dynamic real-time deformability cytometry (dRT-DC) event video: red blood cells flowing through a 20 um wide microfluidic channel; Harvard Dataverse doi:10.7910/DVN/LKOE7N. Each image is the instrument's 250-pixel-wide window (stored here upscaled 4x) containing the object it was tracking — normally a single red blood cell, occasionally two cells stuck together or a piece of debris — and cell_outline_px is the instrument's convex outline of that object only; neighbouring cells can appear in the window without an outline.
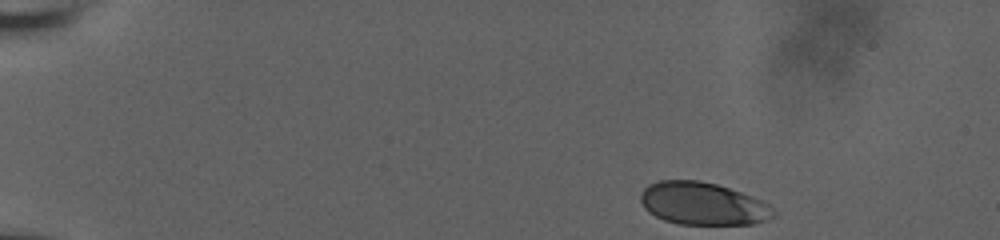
{"species": "human", "species_latin": "Homo sapiens", "temperature_condition": "room temperature", "stored_images_in_passage": 44, "camera_frame_rate_fps": 3000, "um_per_image_px": 0.085, "donor": {"sex": "male"}, "frame": {"image": 1, "passage_image": 1, "time_ms": 0.0, "image_size_px": [1000, 240], "cell_outline_px": [[776, 216], [768, 220], [752, 224], [680, 224], [664, 220], [648, 212], [644, 208], [640, 200], [640, 196], [644, 188], [648, 184], [660, 180], [700, 180], [716, 184], [752, 196], [768, 204], [776, 212]], "centroid_in_image_um": [59.74, 17.31], "position_along_channel_um": 25.3, "area_um2": 33.06}}
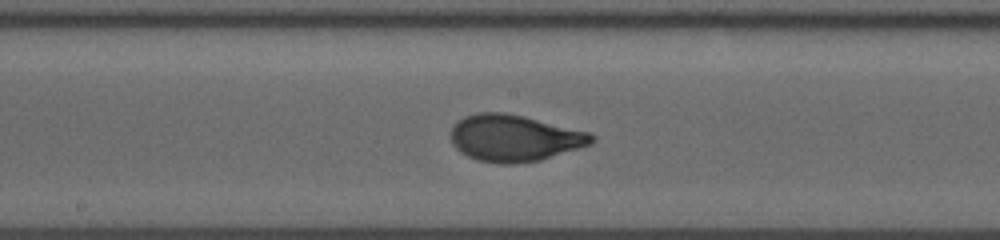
{"frame": {"image": 2, "passage_image": 25, "time_ms": 8.0, "image_size_px": [1000, 240], "cell_outline_px": [[596, 140], [592, 144], [540, 160], [512, 164], [500, 164], [480, 160], [468, 156], [460, 152], [452, 144], [452, 128], [456, 120], [464, 116], [476, 112], [504, 112], [524, 116], [592, 132], [596, 136]], "centroid_in_image_um": [43.75, 11.72], "position_along_channel_um": 204.5, "area_um2": 38.55}}
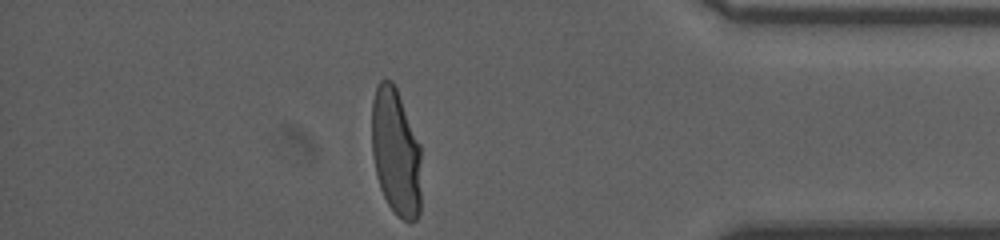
{"frame": {"image": 3, "passage_image": 43, "time_ms": 14.0, "image_size_px": [1000, 240], "cell_outline_px": [[420, 212], [416, 220], [408, 224], [396, 216], [388, 204], [380, 188], [376, 176], [372, 156], [372, 100], [376, 88], [380, 80], [392, 80], [396, 88], [420, 144]], "centroid_in_image_um": [33.64, 12.99], "position_along_channel_um": 401.6, "area_um2": 37.05}, "authors_computed_cell_mechanics": {"area_um2": 36.7897, "velocity_mm_per_s": 3.7223, "shape_relaxation_time_tau1_ms": 3.3213, "shape_relaxation_time_tau2_ms": null, "deformation_change_tau1": 0.1608, "deformation_change_tau2": null}}